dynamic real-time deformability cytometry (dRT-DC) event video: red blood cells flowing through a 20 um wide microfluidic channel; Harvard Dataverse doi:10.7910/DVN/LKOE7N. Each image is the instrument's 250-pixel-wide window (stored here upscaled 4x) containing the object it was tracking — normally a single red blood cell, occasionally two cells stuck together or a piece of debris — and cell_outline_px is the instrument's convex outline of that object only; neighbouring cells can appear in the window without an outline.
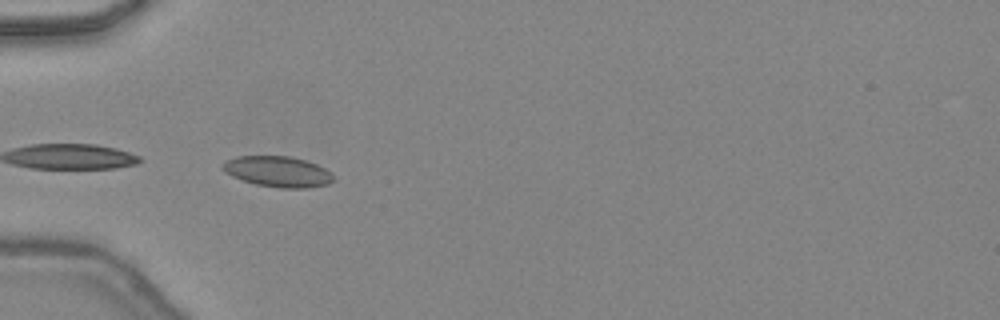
{"species": "common noctule bat (a hibernating species)", "species_latin": "Nyctalus noctula", "temperature_condition": "warm", "stored_images_in_passage": 7, "camera_frame_rate_fps": 3000, "um_per_image_px": 0.085, "animal": {"sex": "female", "body_mass_g": 24.6, "forearm_length_mm": 56.2}, "frame": {"image": 1, "passage_image": 3, "time_ms": 0.667, "image_size_px": [1000, 320], "cell_outline_px": [[336, 180], [328, 184], [308, 188], [280, 188], [256, 184], [232, 176], [224, 172], [220, 168], [220, 164], [236, 156], [288, 156], [304, 160], [316, 164], [332, 172]], "centroid_in_image_um": [23.62, 14.59], "position_along_channel_um": 61.4, "area_um2": 19.94}}